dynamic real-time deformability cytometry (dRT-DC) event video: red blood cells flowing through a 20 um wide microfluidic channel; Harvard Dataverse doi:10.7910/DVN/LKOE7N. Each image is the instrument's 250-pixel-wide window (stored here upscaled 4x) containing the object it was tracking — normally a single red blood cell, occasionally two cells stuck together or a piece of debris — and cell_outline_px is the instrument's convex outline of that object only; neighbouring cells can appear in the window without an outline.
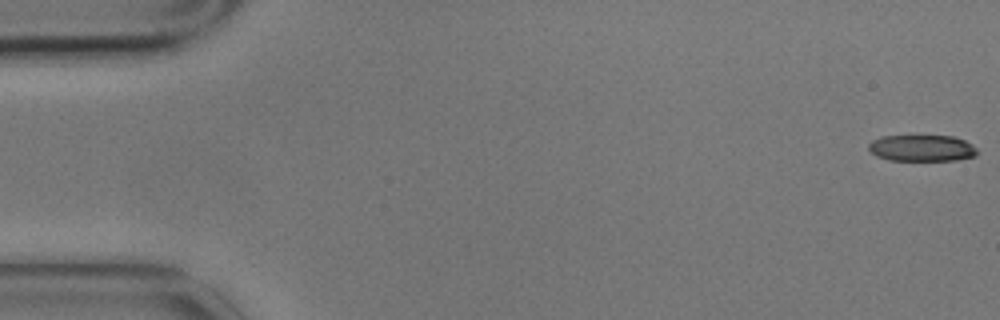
{"species": "common noctule bat (a hibernating species)", "species_latin": "Nyctalus noctula", "temperature_condition": "cold", "stored_images_in_passage": 4, "camera_frame_rate_fps": 3000, "um_per_image_px": 0.085, "animal": {"sex": "male", "body_mass_g": 17.9}, "frame": {"image": 1, "passage_image": 1, "time_ms": 0.0, "image_size_px": [1000, 320], "cell_outline_px": [[976, 156], [956, 160], [888, 160], [876, 156], [868, 148], [868, 144], [872, 140], [880, 136], [952, 136], [964, 140], [972, 144], [976, 148]], "centroid_in_image_um": [78.34, 12.59], "position_along_channel_um": 6.7, "area_um2": 16.7}}